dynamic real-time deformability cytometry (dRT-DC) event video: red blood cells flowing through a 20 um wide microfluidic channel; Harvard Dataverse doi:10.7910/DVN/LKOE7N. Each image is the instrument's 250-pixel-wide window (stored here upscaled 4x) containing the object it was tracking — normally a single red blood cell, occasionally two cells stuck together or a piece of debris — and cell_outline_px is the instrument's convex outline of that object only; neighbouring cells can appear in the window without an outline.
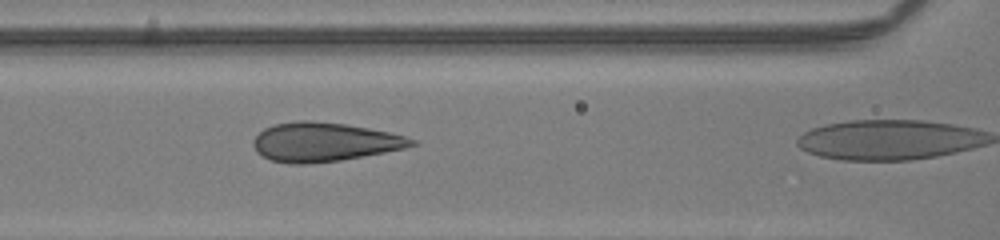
{"species": "human", "species_latin": "Homo sapiens", "temperature_condition": "room temperature", "stored_images_in_passage": 29, "camera_frame_rate_fps": 3000, "um_per_image_px": 0.085, "donor": {"sex": "male"}, "frame": {"image": 1, "passage_image": 28, "time_ms": 9.0, "image_size_px": [1000, 240], "cell_outline_px": [[420, 144], [404, 148], [384, 152], [340, 160], [308, 164], [292, 164], [272, 160], [256, 152], [252, 144], [252, 140], [264, 128], [276, 124], [296, 120], [312, 120], [348, 124], [388, 132], [404, 136], [416, 140]], "centroid_in_image_um": [27.55, 12.06], "position_along_channel_um": 139.1, "area_um2": 35.95}}